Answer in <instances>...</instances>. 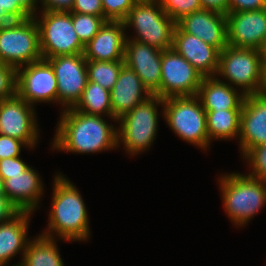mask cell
<instances>
[{
  "label": "cell",
  "instance_id": "cell-1",
  "mask_svg": "<svg viewBox=\"0 0 266 266\" xmlns=\"http://www.w3.org/2000/svg\"><path fill=\"white\" fill-rule=\"evenodd\" d=\"M53 148L72 153H94L113 149L117 144V128L99 115H88L73 108L62 111Z\"/></svg>",
  "mask_w": 266,
  "mask_h": 266
},
{
  "label": "cell",
  "instance_id": "cell-2",
  "mask_svg": "<svg viewBox=\"0 0 266 266\" xmlns=\"http://www.w3.org/2000/svg\"><path fill=\"white\" fill-rule=\"evenodd\" d=\"M48 231L43 236L54 239L53 232L64 240L89 237V221L85 203L76 187L63 175L55 176Z\"/></svg>",
  "mask_w": 266,
  "mask_h": 266
},
{
  "label": "cell",
  "instance_id": "cell-3",
  "mask_svg": "<svg viewBox=\"0 0 266 266\" xmlns=\"http://www.w3.org/2000/svg\"><path fill=\"white\" fill-rule=\"evenodd\" d=\"M220 183L224 208L238 226L249 222L266 204V181L232 173L220 177Z\"/></svg>",
  "mask_w": 266,
  "mask_h": 266
},
{
  "label": "cell",
  "instance_id": "cell-4",
  "mask_svg": "<svg viewBox=\"0 0 266 266\" xmlns=\"http://www.w3.org/2000/svg\"><path fill=\"white\" fill-rule=\"evenodd\" d=\"M216 74L241 87L245 96L263 92L265 64L259 50L227 45L220 52Z\"/></svg>",
  "mask_w": 266,
  "mask_h": 266
},
{
  "label": "cell",
  "instance_id": "cell-5",
  "mask_svg": "<svg viewBox=\"0 0 266 266\" xmlns=\"http://www.w3.org/2000/svg\"><path fill=\"white\" fill-rule=\"evenodd\" d=\"M123 22L125 28L136 29V37L130 40L161 50L172 48L176 22L165 13L158 0L136 2Z\"/></svg>",
  "mask_w": 266,
  "mask_h": 266
},
{
  "label": "cell",
  "instance_id": "cell-6",
  "mask_svg": "<svg viewBox=\"0 0 266 266\" xmlns=\"http://www.w3.org/2000/svg\"><path fill=\"white\" fill-rule=\"evenodd\" d=\"M199 102L196 95L166 98L163 116L168 126L181 139L206 149L210 145L206 111Z\"/></svg>",
  "mask_w": 266,
  "mask_h": 266
},
{
  "label": "cell",
  "instance_id": "cell-7",
  "mask_svg": "<svg viewBox=\"0 0 266 266\" xmlns=\"http://www.w3.org/2000/svg\"><path fill=\"white\" fill-rule=\"evenodd\" d=\"M159 104L163 107L164 100L152 95L117 120L120 122V127L117 128V144L122 142L130 155L146 150L154 141L158 127Z\"/></svg>",
  "mask_w": 266,
  "mask_h": 266
},
{
  "label": "cell",
  "instance_id": "cell-8",
  "mask_svg": "<svg viewBox=\"0 0 266 266\" xmlns=\"http://www.w3.org/2000/svg\"><path fill=\"white\" fill-rule=\"evenodd\" d=\"M41 59L39 29L34 17L13 20L0 28V63L18 69Z\"/></svg>",
  "mask_w": 266,
  "mask_h": 266
},
{
  "label": "cell",
  "instance_id": "cell-9",
  "mask_svg": "<svg viewBox=\"0 0 266 266\" xmlns=\"http://www.w3.org/2000/svg\"><path fill=\"white\" fill-rule=\"evenodd\" d=\"M39 29L42 59L83 54L85 45L72 23V12L42 10L41 19L33 16Z\"/></svg>",
  "mask_w": 266,
  "mask_h": 266
},
{
  "label": "cell",
  "instance_id": "cell-10",
  "mask_svg": "<svg viewBox=\"0 0 266 266\" xmlns=\"http://www.w3.org/2000/svg\"><path fill=\"white\" fill-rule=\"evenodd\" d=\"M204 77L173 48L162 51L160 98L195 96Z\"/></svg>",
  "mask_w": 266,
  "mask_h": 266
},
{
  "label": "cell",
  "instance_id": "cell-11",
  "mask_svg": "<svg viewBox=\"0 0 266 266\" xmlns=\"http://www.w3.org/2000/svg\"><path fill=\"white\" fill-rule=\"evenodd\" d=\"M46 60L51 64L57 79L58 102L66 109L73 108L88 82L84 54L56 56Z\"/></svg>",
  "mask_w": 266,
  "mask_h": 266
},
{
  "label": "cell",
  "instance_id": "cell-12",
  "mask_svg": "<svg viewBox=\"0 0 266 266\" xmlns=\"http://www.w3.org/2000/svg\"><path fill=\"white\" fill-rule=\"evenodd\" d=\"M16 94L32 106L36 102H58L57 79L51 64L41 59L19 67Z\"/></svg>",
  "mask_w": 266,
  "mask_h": 266
},
{
  "label": "cell",
  "instance_id": "cell-13",
  "mask_svg": "<svg viewBox=\"0 0 266 266\" xmlns=\"http://www.w3.org/2000/svg\"><path fill=\"white\" fill-rule=\"evenodd\" d=\"M35 115L33 106L17 94L0 100V134L34 147L39 133Z\"/></svg>",
  "mask_w": 266,
  "mask_h": 266
},
{
  "label": "cell",
  "instance_id": "cell-14",
  "mask_svg": "<svg viewBox=\"0 0 266 266\" xmlns=\"http://www.w3.org/2000/svg\"><path fill=\"white\" fill-rule=\"evenodd\" d=\"M162 51L126 38L124 64L138 75L152 95L160 97Z\"/></svg>",
  "mask_w": 266,
  "mask_h": 266
},
{
  "label": "cell",
  "instance_id": "cell-15",
  "mask_svg": "<svg viewBox=\"0 0 266 266\" xmlns=\"http://www.w3.org/2000/svg\"><path fill=\"white\" fill-rule=\"evenodd\" d=\"M228 45L259 50L266 36V8L228 12Z\"/></svg>",
  "mask_w": 266,
  "mask_h": 266
},
{
  "label": "cell",
  "instance_id": "cell-16",
  "mask_svg": "<svg viewBox=\"0 0 266 266\" xmlns=\"http://www.w3.org/2000/svg\"><path fill=\"white\" fill-rule=\"evenodd\" d=\"M176 25L220 52L228 45L227 18L221 12L203 8L183 16Z\"/></svg>",
  "mask_w": 266,
  "mask_h": 266
},
{
  "label": "cell",
  "instance_id": "cell-17",
  "mask_svg": "<svg viewBox=\"0 0 266 266\" xmlns=\"http://www.w3.org/2000/svg\"><path fill=\"white\" fill-rule=\"evenodd\" d=\"M240 149L243 156L252 148L266 144V95H246L240 119Z\"/></svg>",
  "mask_w": 266,
  "mask_h": 266
},
{
  "label": "cell",
  "instance_id": "cell-18",
  "mask_svg": "<svg viewBox=\"0 0 266 266\" xmlns=\"http://www.w3.org/2000/svg\"><path fill=\"white\" fill-rule=\"evenodd\" d=\"M172 48L203 77L216 75L220 51L197 36L183 32L177 25L173 34Z\"/></svg>",
  "mask_w": 266,
  "mask_h": 266
},
{
  "label": "cell",
  "instance_id": "cell-19",
  "mask_svg": "<svg viewBox=\"0 0 266 266\" xmlns=\"http://www.w3.org/2000/svg\"><path fill=\"white\" fill-rule=\"evenodd\" d=\"M123 21H106L85 45L87 61H124L126 35Z\"/></svg>",
  "mask_w": 266,
  "mask_h": 266
},
{
  "label": "cell",
  "instance_id": "cell-20",
  "mask_svg": "<svg viewBox=\"0 0 266 266\" xmlns=\"http://www.w3.org/2000/svg\"><path fill=\"white\" fill-rule=\"evenodd\" d=\"M151 96L152 94L144 86L134 70L124 65L114 87L110 91L112 118L118 120L137 104Z\"/></svg>",
  "mask_w": 266,
  "mask_h": 266
},
{
  "label": "cell",
  "instance_id": "cell-21",
  "mask_svg": "<svg viewBox=\"0 0 266 266\" xmlns=\"http://www.w3.org/2000/svg\"><path fill=\"white\" fill-rule=\"evenodd\" d=\"M39 174L29 167L20 174L7 175L4 181V192L8 199L19 209L33 213L43 194Z\"/></svg>",
  "mask_w": 266,
  "mask_h": 266
},
{
  "label": "cell",
  "instance_id": "cell-22",
  "mask_svg": "<svg viewBox=\"0 0 266 266\" xmlns=\"http://www.w3.org/2000/svg\"><path fill=\"white\" fill-rule=\"evenodd\" d=\"M205 111L242 109L245 95L221 79L204 77L196 95Z\"/></svg>",
  "mask_w": 266,
  "mask_h": 266
},
{
  "label": "cell",
  "instance_id": "cell-23",
  "mask_svg": "<svg viewBox=\"0 0 266 266\" xmlns=\"http://www.w3.org/2000/svg\"><path fill=\"white\" fill-rule=\"evenodd\" d=\"M30 214L20 211L9 221L0 224V266H5L17 252L23 251L24 256L29 242L27 231Z\"/></svg>",
  "mask_w": 266,
  "mask_h": 266
},
{
  "label": "cell",
  "instance_id": "cell-24",
  "mask_svg": "<svg viewBox=\"0 0 266 266\" xmlns=\"http://www.w3.org/2000/svg\"><path fill=\"white\" fill-rule=\"evenodd\" d=\"M57 247L55 239L39 235L28 242L23 259L16 266H64Z\"/></svg>",
  "mask_w": 266,
  "mask_h": 266
},
{
  "label": "cell",
  "instance_id": "cell-25",
  "mask_svg": "<svg viewBox=\"0 0 266 266\" xmlns=\"http://www.w3.org/2000/svg\"><path fill=\"white\" fill-rule=\"evenodd\" d=\"M242 109L206 111L207 134L211 139L239 136Z\"/></svg>",
  "mask_w": 266,
  "mask_h": 266
},
{
  "label": "cell",
  "instance_id": "cell-26",
  "mask_svg": "<svg viewBox=\"0 0 266 266\" xmlns=\"http://www.w3.org/2000/svg\"><path fill=\"white\" fill-rule=\"evenodd\" d=\"M73 109L88 115L102 116L105 114L115 119L112 118L110 91L91 81L87 82L80 100Z\"/></svg>",
  "mask_w": 266,
  "mask_h": 266
},
{
  "label": "cell",
  "instance_id": "cell-27",
  "mask_svg": "<svg viewBox=\"0 0 266 266\" xmlns=\"http://www.w3.org/2000/svg\"><path fill=\"white\" fill-rule=\"evenodd\" d=\"M124 65V61H87L88 81L111 91Z\"/></svg>",
  "mask_w": 266,
  "mask_h": 266
},
{
  "label": "cell",
  "instance_id": "cell-28",
  "mask_svg": "<svg viewBox=\"0 0 266 266\" xmlns=\"http://www.w3.org/2000/svg\"><path fill=\"white\" fill-rule=\"evenodd\" d=\"M106 21L104 16L72 12L74 30L84 45L92 40Z\"/></svg>",
  "mask_w": 266,
  "mask_h": 266
},
{
  "label": "cell",
  "instance_id": "cell-29",
  "mask_svg": "<svg viewBox=\"0 0 266 266\" xmlns=\"http://www.w3.org/2000/svg\"><path fill=\"white\" fill-rule=\"evenodd\" d=\"M37 0H0V7L12 20H25L36 15Z\"/></svg>",
  "mask_w": 266,
  "mask_h": 266
},
{
  "label": "cell",
  "instance_id": "cell-30",
  "mask_svg": "<svg viewBox=\"0 0 266 266\" xmlns=\"http://www.w3.org/2000/svg\"><path fill=\"white\" fill-rule=\"evenodd\" d=\"M165 13L175 22L183 16L203 9L200 0H158Z\"/></svg>",
  "mask_w": 266,
  "mask_h": 266
},
{
  "label": "cell",
  "instance_id": "cell-31",
  "mask_svg": "<svg viewBox=\"0 0 266 266\" xmlns=\"http://www.w3.org/2000/svg\"><path fill=\"white\" fill-rule=\"evenodd\" d=\"M243 157L253 169L249 176L266 181V144L250 149Z\"/></svg>",
  "mask_w": 266,
  "mask_h": 266
},
{
  "label": "cell",
  "instance_id": "cell-32",
  "mask_svg": "<svg viewBox=\"0 0 266 266\" xmlns=\"http://www.w3.org/2000/svg\"><path fill=\"white\" fill-rule=\"evenodd\" d=\"M107 21H123L136 3L134 0H101Z\"/></svg>",
  "mask_w": 266,
  "mask_h": 266
},
{
  "label": "cell",
  "instance_id": "cell-33",
  "mask_svg": "<svg viewBox=\"0 0 266 266\" xmlns=\"http://www.w3.org/2000/svg\"><path fill=\"white\" fill-rule=\"evenodd\" d=\"M17 69L0 63V100L16 95Z\"/></svg>",
  "mask_w": 266,
  "mask_h": 266
},
{
  "label": "cell",
  "instance_id": "cell-34",
  "mask_svg": "<svg viewBox=\"0 0 266 266\" xmlns=\"http://www.w3.org/2000/svg\"><path fill=\"white\" fill-rule=\"evenodd\" d=\"M21 146L27 145L14 137H9L0 134V160L4 158L19 157Z\"/></svg>",
  "mask_w": 266,
  "mask_h": 266
},
{
  "label": "cell",
  "instance_id": "cell-35",
  "mask_svg": "<svg viewBox=\"0 0 266 266\" xmlns=\"http://www.w3.org/2000/svg\"><path fill=\"white\" fill-rule=\"evenodd\" d=\"M29 166L19 157L4 158L0 160V176L5 181L7 175L20 174Z\"/></svg>",
  "mask_w": 266,
  "mask_h": 266
},
{
  "label": "cell",
  "instance_id": "cell-36",
  "mask_svg": "<svg viewBox=\"0 0 266 266\" xmlns=\"http://www.w3.org/2000/svg\"><path fill=\"white\" fill-rule=\"evenodd\" d=\"M70 12L104 16L101 0H74V4Z\"/></svg>",
  "mask_w": 266,
  "mask_h": 266
},
{
  "label": "cell",
  "instance_id": "cell-37",
  "mask_svg": "<svg viewBox=\"0 0 266 266\" xmlns=\"http://www.w3.org/2000/svg\"><path fill=\"white\" fill-rule=\"evenodd\" d=\"M266 8V0H228V12L253 11Z\"/></svg>",
  "mask_w": 266,
  "mask_h": 266
},
{
  "label": "cell",
  "instance_id": "cell-38",
  "mask_svg": "<svg viewBox=\"0 0 266 266\" xmlns=\"http://www.w3.org/2000/svg\"><path fill=\"white\" fill-rule=\"evenodd\" d=\"M19 209L6 195H0V224L9 221L19 213Z\"/></svg>",
  "mask_w": 266,
  "mask_h": 266
},
{
  "label": "cell",
  "instance_id": "cell-39",
  "mask_svg": "<svg viewBox=\"0 0 266 266\" xmlns=\"http://www.w3.org/2000/svg\"><path fill=\"white\" fill-rule=\"evenodd\" d=\"M39 0H37L38 2ZM43 9L49 11H70L74 4V0H40Z\"/></svg>",
  "mask_w": 266,
  "mask_h": 266
},
{
  "label": "cell",
  "instance_id": "cell-40",
  "mask_svg": "<svg viewBox=\"0 0 266 266\" xmlns=\"http://www.w3.org/2000/svg\"><path fill=\"white\" fill-rule=\"evenodd\" d=\"M204 9L228 13V0H200Z\"/></svg>",
  "mask_w": 266,
  "mask_h": 266
},
{
  "label": "cell",
  "instance_id": "cell-41",
  "mask_svg": "<svg viewBox=\"0 0 266 266\" xmlns=\"http://www.w3.org/2000/svg\"><path fill=\"white\" fill-rule=\"evenodd\" d=\"M13 20L7 15V13L0 7V28L8 25Z\"/></svg>",
  "mask_w": 266,
  "mask_h": 266
},
{
  "label": "cell",
  "instance_id": "cell-42",
  "mask_svg": "<svg viewBox=\"0 0 266 266\" xmlns=\"http://www.w3.org/2000/svg\"><path fill=\"white\" fill-rule=\"evenodd\" d=\"M259 53L262 56L264 64H266V36L261 44V47L259 48Z\"/></svg>",
  "mask_w": 266,
  "mask_h": 266
},
{
  "label": "cell",
  "instance_id": "cell-43",
  "mask_svg": "<svg viewBox=\"0 0 266 266\" xmlns=\"http://www.w3.org/2000/svg\"><path fill=\"white\" fill-rule=\"evenodd\" d=\"M0 195H5L4 192V180L0 176Z\"/></svg>",
  "mask_w": 266,
  "mask_h": 266
},
{
  "label": "cell",
  "instance_id": "cell-44",
  "mask_svg": "<svg viewBox=\"0 0 266 266\" xmlns=\"http://www.w3.org/2000/svg\"><path fill=\"white\" fill-rule=\"evenodd\" d=\"M263 93L266 95V64H265V84H264Z\"/></svg>",
  "mask_w": 266,
  "mask_h": 266
},
{
  "label": "cell",
  "instance_id": "cell-45",
  "mask_svg": "<svg viewBox=\"0 0 266 266\" xmlns=\"http://www.w3.org/2000/svg\"><path fill=\"white\" fill-rule=\"evenodd\" d=\"M135 2H151V1H154V0H134Z\"/></svg>",
  "mask_w": 266,
  "mask_h": 266
}]
</instances>
